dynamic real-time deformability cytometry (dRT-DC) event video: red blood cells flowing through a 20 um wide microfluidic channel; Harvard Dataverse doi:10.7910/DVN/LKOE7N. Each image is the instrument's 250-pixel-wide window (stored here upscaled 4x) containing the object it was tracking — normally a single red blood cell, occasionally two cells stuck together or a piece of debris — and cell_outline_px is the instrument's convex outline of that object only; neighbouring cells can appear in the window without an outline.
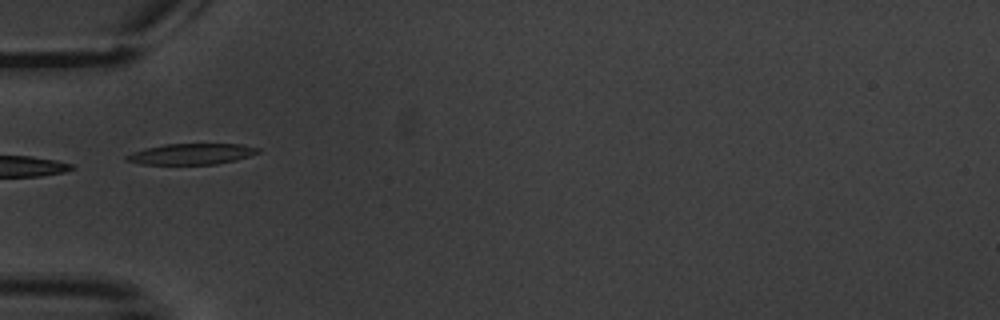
{"species": "common noctule bat (a hibernating species)", "species_latin": "Nyctalus noctula", "temperature_condition": "warm", "stored_images_in_passage": 8, "camera_frame_rate_fps": 3000, "um_per_image_px": 0.085, "animal": {"sex": "male", "body_mass_g": 20.1, "forearm_length_mm": 53.5}, "frame": {"image": 1, "passage_image": 2, "time_ms": 1.333, "image_size_px": [1000, 320], "cell_outline_px": [[260, 152], [236, 160], [216, 164], [140, 164], [124, 160], [124, 156], [132, 152], [144, 148], [164, 144], [244, 144], [260, 148]], "centroid_in_image_um": [16.25, 13.08], "position_along_channel_um": 68.8, "area_um2": 16.13}}
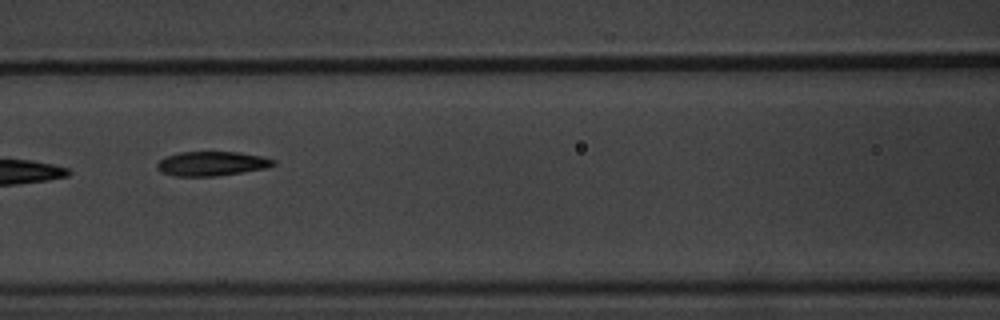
{"frame": {"image": 2, "passage_image": 4, "time_ms": 3.667, "image_size_px": [1000, 320], "cell_outline_px": [[276, 164], [268, 168], [216, 176], [176, 176], [160, 172], [156, 164], [160, 160], [168, 156], [180, 152], [240, 152], [260, 156], [276, 160]], "centroid_in_image_um": [18.03, 13.91], "position_along_channel_um": 148.6, "area_um2": 16.47}}
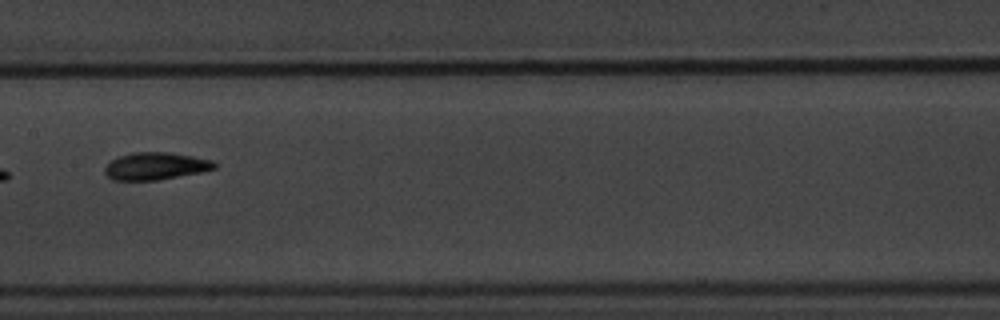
{"frame": {"image": 3, "passage_image": 5, "time_ms": 5.0, "image_size_px": [1000, 320], "cell_outline_px": [[216, 168], [200, 172], [156, 180], [112, 180], [104, 172], [104, 168], [112, 160], [120, 156], [132, 152], [168, 152], [192, 156], [212, 160], [216, 164]], "centroid_in_image_um": [13.21, 14.11], "position_along_channel_um": 194.2, "area_um2": 17.28}}